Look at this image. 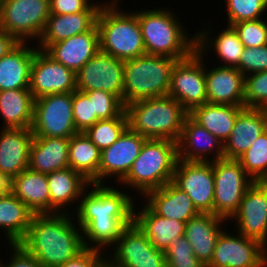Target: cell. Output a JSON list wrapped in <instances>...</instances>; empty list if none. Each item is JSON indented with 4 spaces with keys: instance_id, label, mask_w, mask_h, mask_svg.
<instances>
[{
    "instance_id": "1",
    "label": "cell",
    "mask_w": 267,
    "mask_h": 267,
    "mask_svg": "<svg viewBox=\"0 0 267 267\" xmlns=\"http://www.w3.org/2000/svg\"><path fill=\"white\" fill-rule=\"evenodd\" d=\"M90 185L80 197L79 206L75 207L74 219L82 229L85 248L104 251L114 245L122 230L133 222L136 203L121 188L108 184Z\"/></svg>"
},
{
    "instance_id": "2",
    "label": "cell",
    "mask_w": 267,
    "mask_h": 267,
    "mask_svg": "<svg viewBox=\"0 0 267 267\" xmlns=\"http://www.w3.org/2000/svg\"><path fill=\"white\" fill-rule=\"evenodd\" d=\"M72 216L71 213L34 214L19 244L43 267L64 264L85 249L82 229Z\"/></svg>"
},
{
    "instance_id": "3",
    "label": "cell",
    "mask_w": 267,
    "mask_h": 267,
    "mask_svg": "<svg viewBox=\"0 0 267 267\" xmlns=\"http://www.w3.org/2000/svg\"><path fill=\"white\" fill-rule=\"evenodd\" d=\"M133 11L138 17L146 54L182 60L196 50V34L188 35L173 11L167 8Z\"/></svg>"
},
{
    "instance_id": "4",
    "label": "cell",
    "mask_w": 267,
    "mask_h": 267,
    "mask_svg": "<svg viewBox=\"0 0 267 267\" xmlns=\"http://www.w3.org/2000/svg\"><path fill=\"white\" fill-rule=\"evenodd\" d=\"M128 128L147 139L178 141L188 112L167 95L125 105Z\"/></svg>"
},
{
    "instance_id": "5",
    "label": "cell",
    "mask_w": 267,
    "mask_h": 267,
    "mask_svg": "<svg viewBox=\"0 0 267 267\" xmlns=\"http://www.w3.org/2000/svg\"><path fill=\"white\" fill-rule=\"evenodd\" d=\"M177 160V142L147 139L129 173L119 185L130 186L143 197L173 181Z\"/></svg>"
},
{
    "instance_id": "6",
    "label": "cell",
    "mask_w": 267,
    "mask_h": 267,
    "mask_svg": "<svg viewBox=\"0 0 267 267\" xmlns=\"http://www.w3.org/2000/svg\"><path fill=\"white\" fill-rule=\"evenodd\" d=\"M119 2L100 9L96 26L99 50L126 61L146 54V50L137 15L120 10Z\"/></svg>"
},
{
    "instance_id": "7",
    "label": "cell",
    "mask_w": 267,
    "mask_h": 267,
    "mask_svg": "<svg viewBox=\"0 0 267 267\" xmlns=\"http://www.w3.org/2000/svg\"><path fill=\"white\" fill-rule=\"evenodd\" d=\"M175 60L144 54L124 62L123 104L167 96Z\"/></svg>"
},
{
    "instance_id": "8",
    "label": "cell",
    "mask_w": 267,
    "mask_h": 267,
    "mask_svg": "<svg viewBox=\"0 0 267 267\" xmlns=\"http://www.w3.org/2000/svg\"><path fill=\"white\" fill-rule=\"evenodd\" d=\"M49 15L50 0H0V30L19 42L39 39Z\"/></svg>"
},
{
    "instance_id": "9",
    "label": "cell",
    "mask_w": 267,
    "mask_h": 267,
    "mask_svg": "<svg viewBox=\"0 0 267 267\" xmlns=\"http://www.w3.org/2000/svg\"><path fill=\"white\" fill-rule=\"evenodd\" d=\"M213 214L229 219L237 211L247 189L255 182L236 159L213 161Z\"/></svg>"
},
{
    "instance_id": "10",
    "label": "cell",
    "mask_w": 267,
    "mask_h": 267,
    "mask_svg": "<svg viewBox=\"0 0 267 267\" xmlns=\"http://www.w3.org/2000/svg\"><path fill=\"white\" fill-rule=\"evenodd\" d=\"M73 93L50 94L34 99V136L70 138L79 133L73 119Z\"/></svg>"
},
{
    "instance_id": "11",
    "label": "cell",
    "mask_w": 267,
    "mask_h": 267,
    "mask_svg": "<svg viewBox=\"0 0 267 267\" xmlns=\"http://www.w3.org/2000/svg\"><path fill=\"white\" fill-rule=\"evenodd\" d=\"M113 246V256L105 257L111 267H167L164 251L155 248L134 221Z\"/></svg>"
},
{
    "instance_id": "12",
    "label": "cell",
    "mask_w": 267,
    "mask_h": 267,
    "mask_svg": "<svg viewBox=\"0 0 267 267\" xmlns=\"http://www.w3.org/2000/svg\"><path fill=\"white\" fill-rule=\"evenodd\" d=\"M204 56L195 50L189 57L178 60L171 73L168 95L189 113L207 102Z\"/></svg>"
},
{
    "instance_id": "13",
    "label": "cell",
    "mask_w": 267,
    "mask_h": 267,
    "mask_svg": "<svg viewBox=\"0 0 267 267\" xmlns=\"http://www.w3.org/2000/svg\"><path fill=\"white\" fill-rule=\"evenodd\" d=\"M207 267H267V247L239 232L222 230Z\"/></svg>"
},
{
    "instance_id": "14",
    "label": "cell",
    "mask_w": 267,
    "mask_h": 267,
    "mask_svg": "<svg viewBox=\"0 0 267 267\" xmlns=\"http://www.w3.org/2000/svg\"><path fill=\"white\" fill-rule=\"evenodd\" d=\"M124 62L99 50L76 73L77 90L81 92L107 91L123 102Z\"/></svg>"
},
{
    "instance_id": "15",
    "label": "cell",
    "mask_w": 267,
    "mask_h": 267,
    "mask_svg": "<svg viewBox=\"0 0 267 267\" xmlns=\"http://www.w3.org/2000/svg\"><path fill=\"white\" fill-rule=\"evenodd\" d=\"M172 182L188 194L200 213L213 214V162H188L178 159Z\"/></svg>"
},
{
    "instance_id": "16",
    "label": "cell",
    "mask_w": 267,
    "mask_h": 267,
    "mask_svg": "<svg viewBox=\"0 0 267 267\" xmlns=\"http://www.w3.org/2000/svg\"><path fill=\"white\" fill-rule=\"evenodd\" d=\"M29 89L34 99L50 94L73 93L77 90L76 73L38 49L31 65Z\"/></svg>"
},
{
    "instance_id": "17",
    "label": "cell",
    "mask_w": 267,
    "mask_h": 267,
    "mask_svg": "<svg viewBox=\"0 0 267 267\" xmlns=\"http://www.w3.org/2000/svg\"><path fill=\"white\" fill-rule=\"evenodd\" d=\"M229 220L237 223L235 231L267 247V182L255 181Z\"/></svg>"
},
{
    "instance_id": "18",
    "label": "cell",
    "mask_w": 267,
    "mask_h": 267,
    "mask_svg": "<svg viewBox=\"0 0 267 267\" xmlns=\"http://www.w3.org/2000/svg\"><path fill=\"white\" fill-rule=\"evenodd\" d=\"M147 138L127 128L111 146L101 151L98 184L113 176L120 182L129 173ZM110 177V178H108Z\"/></svg>"
},
{
    "instance_id": "19",
    "label": "cell",
    "mask_w": 267,
    "mask_h": 267,
    "mask_svg": "<svg viewBox=\"0 0 267 267\" xmlns=\"http://www.w3.org/2000/svg\"><path fill=\"white\" fill-rule=\"evenodd\" d=\"M177 156L188 162H213L224 158V143L187 115L177 141Z\"/></svg>"
},
{
    "instance_id": "20",
    "label": "cell",
    "mask_w": 267,
    "mask_h": 267,
    "mask_svg": "<svg viewBox=\"0 0 267 267\" xmlns=\"http://www.w3.org/2000/svg\"><path fill=\"white\" fill-rule=\"evenodd\" d=\"M38 49L77 73L99 51L98 28L95 25L88 32L57 43L42 44Z\"/></svg>"
},
{
    "instance_id": "21",
    "label": "cell",
    "mask_w": 267,
    "mask_h": 267,
    "mask_svg": "<svg viewBox=\"0 0 267 267\" xmlns=\"http://www.w3.org/2000/svg\"><path fill=\"white\" fill-rule=\"evenodd\" d=\"M0 131V175L10 182L28 168L31 128H3Z\"/></svg>"
},
{
    "instance_id": "22",
    "label": "cell",
    "mask_w": 267,
    "mask_h": 267,
    "mask_svg": "<svg viewBox=\"0 0 267 267\" xmlns=\"http://www.w3.org/2000/svg\"><path fill=\"white\" fill-rule=\"evenodd\" d=\"M205 81L207 102L212 104L235 105L245 108V76L234 67L217 65L207 69Z\"/></svg>"
},
{
    "instance_id": "23",
    "label": "cell",
    "mask_w": 267,
    "mask_h": 267,
    "mask_svg": "<svg viewBox=\"0 0 267 267\" xmlns=\"http://www.w3.org/2000/svg\"><path fill=\"white\" fill-rule=\"evenodd\" d=\"M267 130V109L243 108L224 142V158L238 159Z\"/></svg>"
},
{
    "instance_id": "24",
    "label": "cell",
    "mask_w": 267,
    "mask_h": 267,
    "mask_svg": "<svg viewBox=\"0 0 267 267\" xmlns=\"http://www.w3.org/2000/svg\"><path fill=\"white\" fill-rule=\"evenodd\" d=\"M226 219L212 213H200L185 223L184 236L193 248L196 258L207 267Z\"/></svg>"
},
{
    "instance_id": "25",
    "label": "cell",
    "mask_w": 267,
    "mask_h": 267,
    "mask_svg": "<svg viewBox=\"0 0 267 267\" xmlns=\"http://www.w3.org/2000/svg\"><path fill=\"white\" fill-rule=\"evenodd\" d=\"M47 180L50 194V214L68 213V211L71 213L66 208L71 203L76 206L74 202H79V198L91 183L71 167L48 173Z\"/></svg>"
},
{
    "instance_id": "26",
    "label": "cell",
    "mask_w": 267,
    "mask_h": 267,
    "mask_svg": "<svg viewBox=\"0 0 267 267\" xmlns=\"http://www.w3.org/2000/svg\"><path fill=\"white\" fill-rule=\"evenodd\" d=\"M144 197L146 203L157 215L168 219H176L187 222L200 212L196 209L188 194L169 182L148 192Z\"/></svg>"
},
{
    "instance_id": "27",
    "label": "cell",
    "mask_w": 267,
    "mask_h": 267,
    "mask_svg": "<svg viewBox=\"0 0 267 267\" xmlns=\"http://www.w3.org/2000/svg\"><path fill=\"white\" fill-rule=\"evenodd\" d=\"M69 142L70 138L33 136L28 168L48 174L69 167Z\"/></svg>"
},
{
    "instance_id": "28",
    "label": "cell",
    "mask_w": 267,
    "mask_h": 267,
    "mask_svg": "<svg viewBox=\"0 0 267 267\" xmlns=\"http://www.w3.org/2000/svg\"><path fill=\"white\" fill-rule=\"evenodd\" d=\"M8 189L34 214H50L47 174L27 168L9 182Z\"/></svg>"
},
{
    "instance_id": "29",
    "label": "cell",
    "mask_w": 267,
    "mask_h": 267,
    "mask_svg": "<svg viewBox=\"0 0 267 267\" xmlns=\"http://www.w3.org/2000/svg\"><path fill=\"white\" fill-rule=\"evenodd\" d=\"M28 45L31 43L20 42L0 59V91L29 89L31 65L38 48Z\"/></svg>"
},
{
    "instance_id": "30",
    "label": "cell",
    "mask_w": 267,
    "mask_h": 267,
    "mask_svg": "<svg viewBox=\"0 0 267 267\" xmlns=\"http://www.w3.org/2000/svg\"><path fill=\"white\" fill-rule=\"evenodd\" d=\"M136 206L133 221L155 248L164 251L174 238L184 236L185 222L157 215L146 203L139 211Z\"/></svg>"
},
{
    "instance_id": "31",
    "label": "cell",
    "mask_w": 267,
    "mask_h": 267,
    "mask_svg": "<svg viewBox=\"0 0 267 267\" xmlns=\"http://www.w3.org/2000/svg\"><path fill=\"white\" fill-rule=\"evenodd\" d=\"M209 29L205 28L196 34V50L203 56H205L209 49H213L212 52L217 54L219 60L224 61L222 65L225 67H234L239 70L240 56L244 51V45L239 39L238 33L232 26H227L224 30H221L217 35L212 37V31L209 33ZM211 34V35H210ZM211 48V49H210ZM207 50V51H206Z\"/></svg>"
},
{
    "instance_id": "32",
    "label": "cell",
    "mask_w": 267,
    "mask_h": 267,
    "mask_svg": "<svg viewBox=\"0 0 267 267\" xmlns=\"http://www.w3.org/2000/svg\"><path fill=\"white\" fill-rule=\"evenodd\" d=\"M99 12H78L72 14H50L45 28L38 41L42 44H53L72 36L90 31L97 23Z\"/></svg>"
},
{
    "instance_id": "33",
    "label": "cell",
    "mask_w": 267,
    "mask_h": 267,
    "mask_svg": "<svg viewBox=\"0 0 267 267\" xmlns=\"http://www.w3.org/2000/svg\"><path fill=\"white\" fill-rule=\"evenodd\" d=\"M34 213L9 189L0 195V229L9 244L19 243L27 234Z\"/></svg>"
},
{
    "instance_id": "34",
    "label": "cell",
    "mask_w": 267,
    "mask_h": 267,
    "mask_svg": "<svg viewBox=\"0 0 267 267\" xmlns=\"http://www.w3.org/2000/svg\"><path fill=\"white\" fill-rule=\"evenodd\" d=\"M243 108L206 102L193 108L188 115L224 143L233 130L238 113Z\"/></svg>"
},
{
    "instance_id": "35",
    "label": "cell",
    "mask_w": 267,
    "mask_h": 267,
    "mask_svg": "<svg viewBox=\"0 0 267 267\" xmlns=\"http://www.w3.org/2000/svg\"><path fill=\"white\" fill-rule=\"evenodd\" d=\"M34 98L30 89L0 91L3 128H32Z\"/></svg>"
},
{
    "instance_id": "36",
    "label": "cell",
    "mask_w": 267,
    "mask_h": 267,
    "mask_svg": "<svg viewBox=\"0 0 267 267\" xmlns=\"http://www.w3.org/2000/svg\"><path fill=\"white\" fill-rule=\"evenodd\" d=\"M100 160L101 150L84 132H79L70 137L69 167L82 174L91 183L98 184Z\"/></svg>"
},
{
    "instance_id": "37",
    "label": "cell",
    "mask_w": 267,
    "mask_h": 267,
    "mask_svg": "<svg viewBox=\"0 0 267 267\" xmlns=\"http://www.w3.org/2000/svg\"><path fill=\"white\" fill-rule=\"evenodd\" d=\"M127 128L128 121L124 110L113 119L98 120L84 133L102 151L116 142Z\"/></svg>"
},
{
    "instance_id": "38",
    "label": "cell",
    "mask_w": 267,
    "mask_h": 267,
    "mask_svg": "<svg viewBox=\"0 0 267 267\" xmlns=\"http://www.w3.org/2000/svg\"><path fill=\"white\" fill-rule=\"evenodd\" d=\"M237 160L254 181L267 182V130Z\"/></svg>"
},
{
    "instance_id": "39",
    "label": "cell",
    "mask_w": 267,
    "mask_h": 267,
    "mask_svg": "<svg viewBox=\"0 0 267 267\" xmlns=\"http://www.w3.org/2000/svg\"><path fill=\"white\" fill-rule=\"evenodd\" d=\"M225 3L229 26L241 21L261 19L267 11V0H225Z\"/></svg>"
},
{
    "instance_id": "40",
    "label": "cell",
    "mask_w": 267,
    "mask_h": 267,
    "mask_svg": "<svg viewBox=\"0 0 267 267\" xmlns=\"http://www.w3.org/2000/svg\"><path fill=\"white\" fill-rule=\"evenodd\" d=\"M167 267H205L185 236L174 238L164 250Z\"/></svg>"
},
{
    "instance_id": "41",
    "label": "cell",
    "mask_w": 267,
    "mask_h": 267,
    "mask_svg": "<svg viewBox=\"0 0 267 267\" xmlns=\"http://www.w3.org/2000/svg\"><path fill=\"white\" fill-rule=\"evenodd\" d=\"M84 93L92 101L93 112L99 120L113 119L125 110L123 102L110 92L92 90Z\"/></svg>"
},
{
    "instance_id": "42",
    "label": "cell",
    "mask_w": 267,
    "mask_h": 267,
    "mask_svg": "<svg viewBox=\"0 0 267 267\" xmlns=\"http://www.w3.org/2000/svg\"><path fill=\"white\" fill-rule=\"evenodd\" d=\"M245 108L267 109V71L245 76Z\"/></svg>"
},
{
    "instance_id": "43",
    "label": "cell",
    "mask_w": 267,
    "mask_h": 267,
    "mask_svg": "<svg viewBox=\"0 0 267 267\" xmlns=\"http://www.w3.org/2000/svg\"><path fill=\"white\" fill-rule=\"evenodd\" d=\"M232 27L238 33L244 47H260L267 44V21L264 18L241 21Z\"/></svg>"
},
{
    "instance_id": "44",
    "label": "cell",
    "mask_w": 267,
    "mask_h": 267,
    "mask_svg": "<svg viewBox=\"0 0 267 267\" xmlns=\"http://www.w3.org/2000/svg\"><path fill=\"white\" fill-rule=\"evenodd\" d=\"M72 113L78 132H85L99 120L93 112L92 101L89 100L84 92L79 90L73 92Z\"/></svg>"
},
{
    "instance_id": "45",
    "label": "cell",
    "mask_w": 267,
    "mask_h": 267,
    "mask_svg": "<svg viewBox=\"0 0 267 267\" xmlns=\"http://www.w3.org/2000/svg\"><path fill=\"white\" fill-rule=\"evenodd\" d=\"M116 0L107 3H94L89 0H50V14L64 15L78 12H99L102 7L112 5ZM92 3V4H91Z\"/></svg>"
},
{
    "instance_id": "46",
    "label": "cell",
    "mask_w": 267,
    "mask_h": 267,
    "mask_svg": "<svg viewBox=\"0 0 267 267\" xmlns=\"http://www.w3.org/2000/svg\"><path fill=\"white\" fill-rule=\"evenodd\" d=\"M239 71L244 76L267 71V44L260 47H245L240 56Z\"/></svg>"
},
{
    "instance_id": "47",
    "label": "cell",
    "mask_w": 267,
    "mask_h": 267,
    "mask_svg": "<svg viewBox=\"0 0 267 267\" xmlns=\"http://www.w3.org/2000/svg\"><path fill=\"white\" fill-rule=\"evenodd\" d=\"M11 250L9 262L2 264L0 267H43L41 263L31 254H29L19 243L8 244ZM1 260V259H0Z\"/></svg>"
},
{
    "instance_id": "48",
    "label": "cell",
    "mask_w": 267,
    "mask_h": 267,
    "mask_svg": "<svg viewBox=\"0 0 267 267\" xmlns=\"http://www.w3.org/2000/svg\"><path fill=\"white\" fill-rule=\"evenodd\" d=\"M105 257L102 251L85 248L77 256L57 267H99Z\"/></svg>"
},
{
    "instance_id": "49",
    "label": "cell",
    "mask_w": 267,
    "mask_h": 267,
    "mask_svg": "<svg viewBox=\"0 0 267 267\" xmlns=\"http://www.w3.org/2000/svg\"><path fill=\"white\" fill-rule=\"evenodd\" d=\"M19 43L11 34L0 30V59L13 50Z\"/></svg>"
},
{
    "instance_id": "50",
    "label": "cell",
    "mask_w": 267,
    "mask_h": 267,
    "mask_svg": "<svg viewBox=\"0 0 267 267\" xmlns=\"http://www.w3.org/2000/svg\"><path fill=\"white\" fill-rule=\"evenodd\" d=\"M9 182L0 175V195L8 189Z\"/></svg>"
},
{
    "instance_id": "51",
    "label": "cell",
    "mask_w": 267,
    "mask_h": 267,
    "mask_svg": "<svg viewBox=\"0 0 267 267\" xmlns=\"http://www.w3.org/2000/svg\"><path fill=\"white\" fill-rule=\"evenodd\" d=\"M99 267H111V265L105 260Z\"/></svg>"
}]
</instances>
